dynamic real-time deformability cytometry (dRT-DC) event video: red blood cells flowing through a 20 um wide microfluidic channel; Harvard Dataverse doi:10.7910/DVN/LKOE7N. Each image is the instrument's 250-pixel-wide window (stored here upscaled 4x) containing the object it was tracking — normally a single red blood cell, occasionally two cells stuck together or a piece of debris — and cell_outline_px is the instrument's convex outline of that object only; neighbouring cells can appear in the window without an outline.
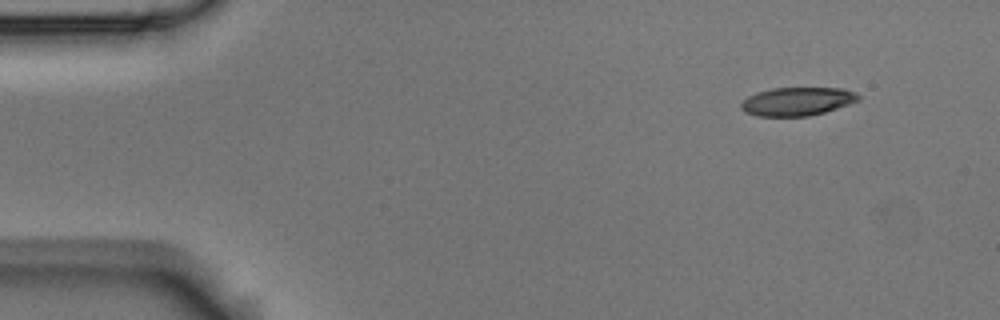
{"species": "Egyptian fruit bat (a non-hibernating species)", "species_latin": "Rousettus aegyptiacus", "temperature_condition": "room temperature", "stored_images_in_passage": 4, "camera_frame_rate_fps": 3000, "um_per_image_px": 0.085, "animal": {"sex": "male"}, "frame": {"image": 1, "passage_image": 1, "time_ms": 0.0, "image_size_px": [1000, 320], "cell_outline_px": [[860, 100], [824, 112], [808, 116], [756, 116], [744, 112], [740, 108], [740, 104], [748, 96], [756, 92], [772, 88], [844, 88], [856, 92], [860, 96]], "centroid_in_image_um": [67.75, 8.61], "position_along_channel_um": 17.3, "area_um2": 19.48}}
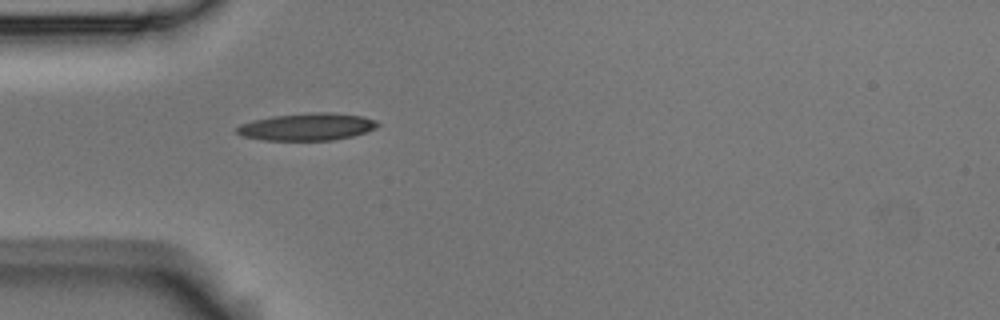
{"frame": {"image": 2, "passage_image": 4, "time_ms": 1.0, "image_size_px": [1000, 320], "cell_outline_px": [[380, 124], [376, 128], [352, 136], [332, 140], [260, 140], [240, 136], [236, 132], [236, 128], [240, 124], [252, 120], [272, 116], [312, 112], [332, 112], [364, 116], [376, 120]], "centroid_in_image_um": [26.08, 10.77], "position_along_channel_um": 58.9, "area_um2": 22.6}}